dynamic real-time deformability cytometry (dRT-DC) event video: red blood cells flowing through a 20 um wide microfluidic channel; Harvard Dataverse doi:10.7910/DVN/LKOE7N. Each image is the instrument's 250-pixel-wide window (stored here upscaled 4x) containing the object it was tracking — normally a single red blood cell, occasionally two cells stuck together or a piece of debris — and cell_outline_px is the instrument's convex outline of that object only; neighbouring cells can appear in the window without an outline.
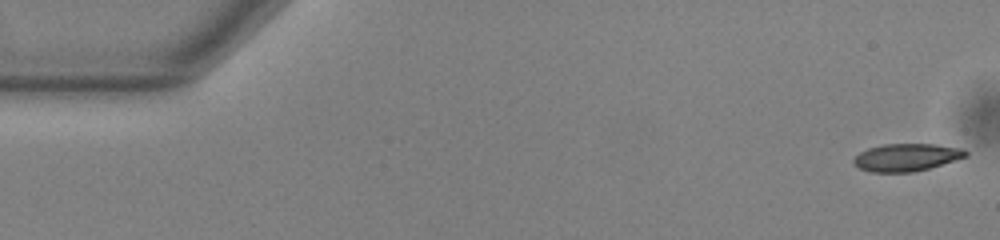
{"species": "common noctule bat (a hibernating species)", "species_latin": "Nyctalus noctula", "temperature_condition": "warm", "stored_images_in_passage": 53, "camera_frame_rate_fps": 3000, "um_per_image_px": 0.085, "animal": {"sex": "male", "body_mass_g": 13.0, "forearm_length_mm": 53.1}, "frame": {"image": 1, "passage_image": 1, "time_ms": 0.0, "image_size_px": [1000, 240], "cell_outline_px": [[968, 156], [928, 168], [912, 172], [872, 172], [860, 168], [852, 164], [852, 160], [860, 152], [868, 148], [884, 144], [936, 144], [960, 148], [968, 152]], "centroid_in_image_um": [77.02, 13.37], "position_along_channel_um": 8.0, "area_um2": 17.86}}
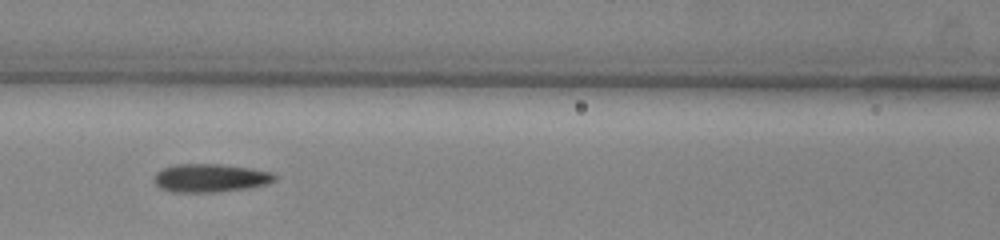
{"frame": {"image": 2, "passage_image": 23, "time_ms": 7.333, "image_size_px": [1000, 240], "cell_outline_px": [[276, 180], [268, 184], [248, 188], [216, 192], [172, 192], [160, 188], [156, 184], [156, 172], [172, 164], [220, 164], [248, 168], [272, 172], [276, 176]], "centroid_in_image_um": [17.89, 15.13], "position_along_channel_um": 148.7, "area_um2": 19.83}}
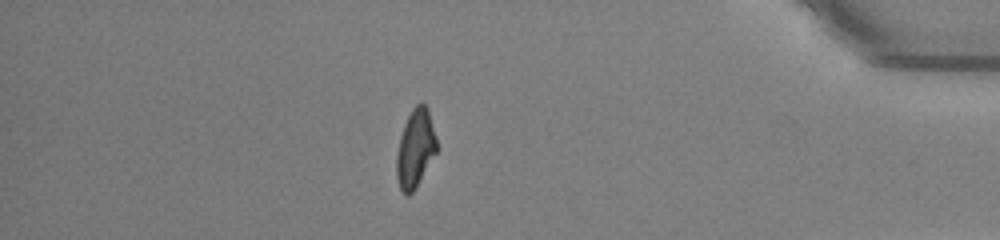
{"frame": {"image": 3, "passage_image": 46, "time_ms": 15.0, "image_size_px": [1000, 240], "cell_outline_px": [[436, 152], [416, 188], [408, 196], [404, 196], [400, 188], [396, 176], [396, 156], [400, 136], [404, 124], [412, 108], [416, 104], [424, 104], [428, 108], [436, 136]], "centroid_in_image_um": [35.29, 12.64], "position_along_channel_um": 399.9, "area_um2": 18.26}, "authors_computed_cell_mechanics": {"area_um2": 18.9584, "velocity_mm_per_s": 3.8298, "shape_relaxation_time_tau1_ms": 9.4893, "shape_relaxation_time_tau2_ms": 2.3505, "deformation_change_tau1": 0.2249, "deformation_change_tau2": 0.1084}}